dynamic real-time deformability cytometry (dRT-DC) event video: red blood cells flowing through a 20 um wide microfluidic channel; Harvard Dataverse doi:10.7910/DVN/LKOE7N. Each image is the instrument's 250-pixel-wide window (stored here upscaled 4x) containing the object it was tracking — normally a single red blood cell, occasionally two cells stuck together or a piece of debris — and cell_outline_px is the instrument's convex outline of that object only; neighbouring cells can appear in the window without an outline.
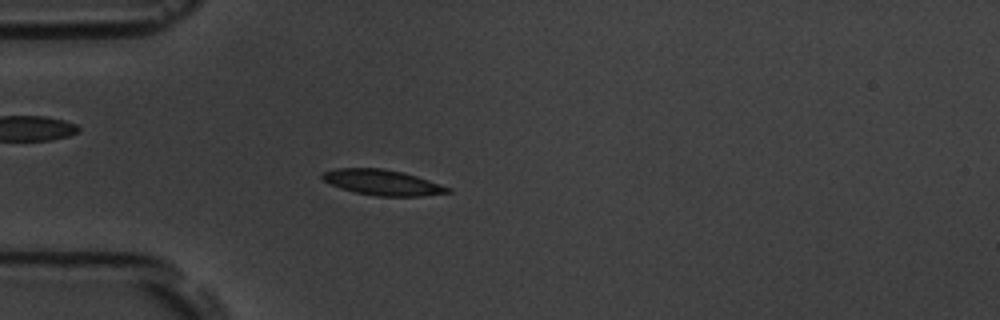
{"species": "common noctule bat (a hibernating species)", "species_latin": "Nyctalus noctula", "temperature_condition": "room temperature", "stored_images_in_passage": 48, "camera_frame_rate_fps": 3000, "um_per_image_px": 0.085, "animal": {"sex": "male", "body_mass_g": 19.5, "forearm_length_mm": 54.6}, "frame": {"image": 1, "passage_image": 9, "time_ms": 2.667, "image_size_px": [1000, 320], "cell_outline_px": [[452, 192], [420, 196], [376, 196], [356, 192], [340, 188], [324, 180], [320, 176], [324, 172], [336, 168], [384, 168], [404, 172], [452, 188]], "centroid_in_image_um": [32.53, 15.5], "position_along_channel_um": 52.5, "area_um2": 18.55}}
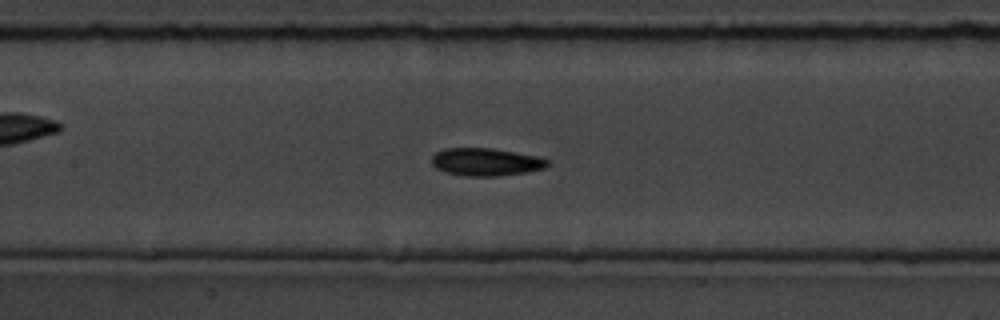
{"frame": {"image": 2, "passage_image": 19, "time_ms": 6.0, "image_size_px": [1000, 320], "cell_outline_px": [[548, 164], [544, 168], [528, 172], [496, 176], [464, 176], [444, 172], [436, 168], [432, 164], [432, 156], [436, 152], [444, 148], [492, 148], [536, 156], [548, 160]], "centroid_in_image_um": [41.26, 13.77], "position_along_channel_um": 166.1, "area_um2": 18.67}}
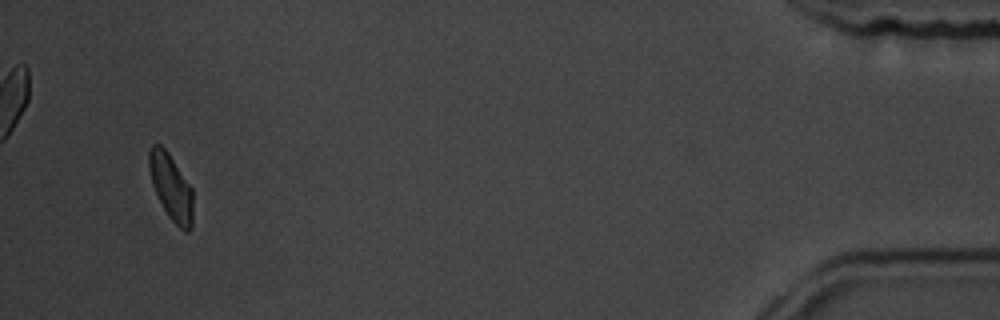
{"frame": {"image": 3, "passage_image": 46, "time_ms": 15.0, "image_size_px": [1000, 320], "cell_outline_px": [[192, 228], [188, 232], [184, 232], [168, 216], [152, 184], [148, 168], [148, 152], [152, 144], [160, 144], [168, 152], [192, 188]], "centroid_in_image_um": [14.53, 15.89], "position_along_channel_um": 420.7, "area_um2": 16.82}, "authors_computed_cell_mechanics": {"area_um2": 18.0625, "velocity_mm_per_s": 3.6987, "shape_relaxation_time_tau1_ms": 2.3144, "shape_relaxation_time_tau2_ms": null, "deformation_change_tau1": 0.1088, "deformation_change_tau2": null}}